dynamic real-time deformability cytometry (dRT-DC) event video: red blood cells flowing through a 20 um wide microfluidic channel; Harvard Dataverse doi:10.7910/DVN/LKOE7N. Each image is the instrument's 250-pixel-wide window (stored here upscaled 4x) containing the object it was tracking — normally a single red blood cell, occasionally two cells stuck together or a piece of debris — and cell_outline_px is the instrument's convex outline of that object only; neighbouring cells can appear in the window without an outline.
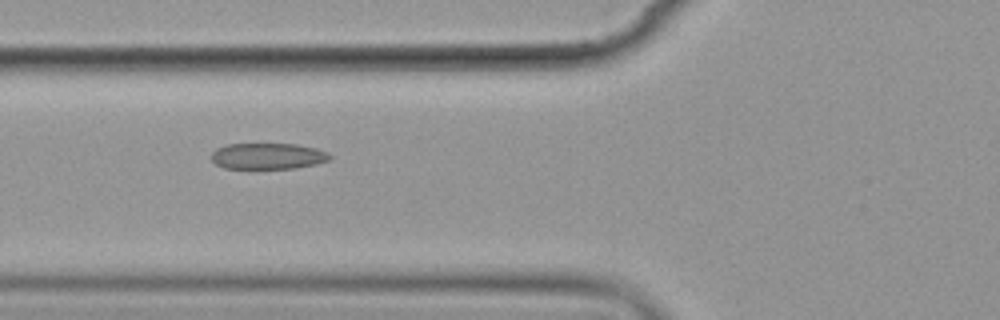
{"species": "common noctule bat (a hibernating species)", "species_latin": "Nyctalus noctula", "temperature_condition": "cold", "stored_images_in_passage": 7, "camera_frame_rate_fps": 3000, "um_per_image_px": 0.085, "animal": {"sex": "female", "body_mass_g": 19.9}, "frame": {"image": 1, "passage_image": 5, "time_ms": 4.333, "image_size_px": [1000, 320], "cell_outline_px": [[332, 156], [328, 160], [316, 164], [296, 168], [224, 168], [216, 164], [212, 160], [212, 152], [216, 148], [228, 144], [296, 144], [316, 148], [328, 152]], "centroid_in_image_um": [22.78, 13.26], "position_along_channel_um": 103.0, "area_um2": 17.98}}
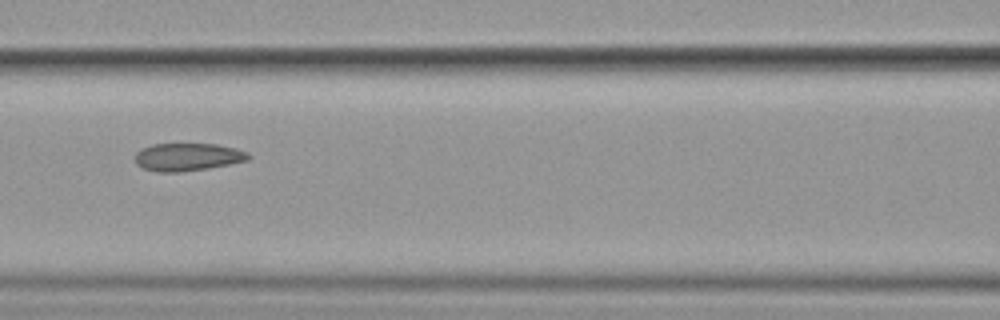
{"frame": {"image": 2, "passage_image": 6, "time_ms": 5.667, "image_size_px": [1000, 320], "cell_outline_px": [[252, 156], [248, 160], [208, 168], [180, 172], [160, 172], [144, 168], [136, 164], [136, 152], [140, 148], [152, 144], [216, 144], [236, 148], [248, 152]], "centroid_in_image_um": [15.96, 13.33], "position_along_channel_um": 150.6, "area_um2": 18.32}}
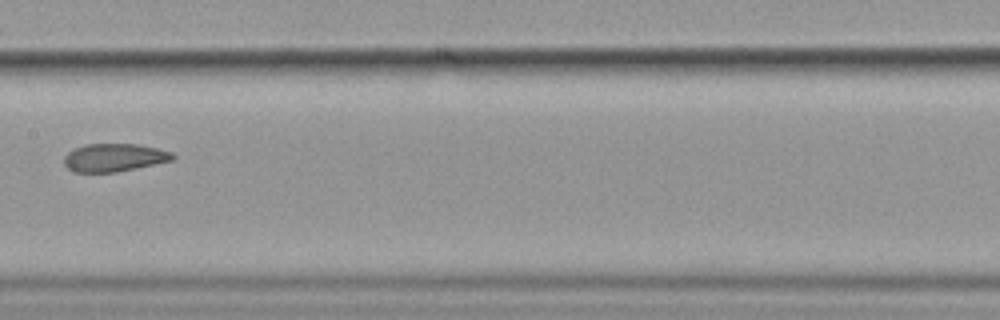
{"frame": {"image": 3, "passage_image": 7, "time_ms": 7.0, "image_size_px": [1000, 320], "cell_outline_px": [[176, 160], [116, 172], [72, 172], [64, 164], [64, 156], [72, 148], [84, 144], [136, 144], [156, 148], [172, 152], [176, 156]], "centroid_in_image_um": [9.7, 13.39], "position_along_channel_um": 197.7, "area_um2": 17.92}}